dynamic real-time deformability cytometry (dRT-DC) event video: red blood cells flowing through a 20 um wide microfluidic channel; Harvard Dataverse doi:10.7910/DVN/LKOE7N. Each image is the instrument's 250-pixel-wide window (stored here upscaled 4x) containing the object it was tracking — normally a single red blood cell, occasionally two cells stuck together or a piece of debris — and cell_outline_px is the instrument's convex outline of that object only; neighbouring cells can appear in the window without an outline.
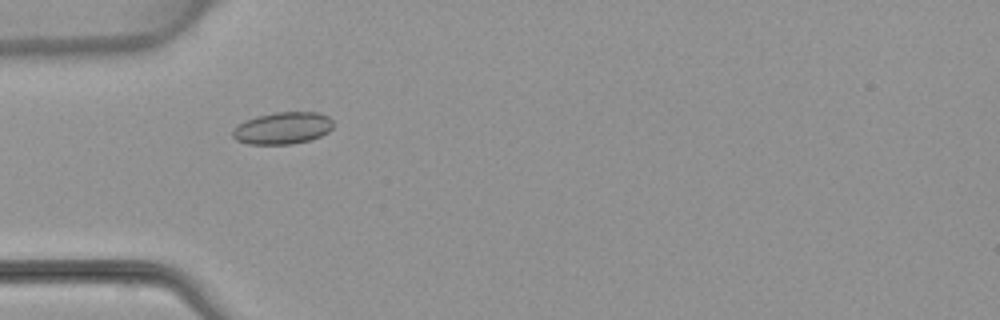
{"species": "common noctule bat (a hibernating species)", "species_latin": "Nyctalus noctula", "temperature_condition": "warm", "stored_images_in_passage": 4, "camera_frame_rate_fps": 3000, "um_per_image_px": 0.085, "animal": {"sex": "female", "body_mass_g": 22.7, "forearm_length_mm": 54.2}, "frame": {"image": 1, "passage_image": 3, "time_ms": 2.667, "image_size_px": [1000, 320], "cell_outline_px": [[332, 128], [328, 132], [312, 140], [292, 144], [248, 144], [236, 140], [232, 136], [232, 132], [236, 124], [244, 120], [256, 116], [276, 112], [320, 112], [328, 116], [332, 120]], "centroid_in_image_um": [24.01, 10.89], "position_along_channel_um": 61.0, "area_um2": 19.02}}
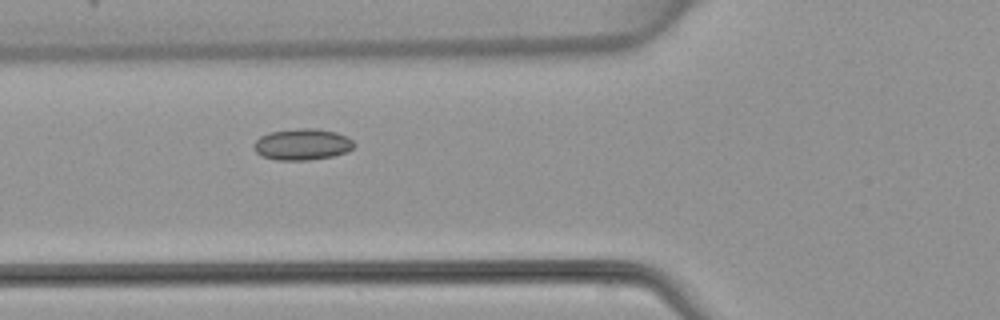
{"frame": {"image": 2, "passage_image": 4, "time_ms": 3.667, "image_size_px": [1000, 320], "cell_outline_px": [[356, 144], [352, 148], [344, 152], [332, 156], [308, 160], [276, 160], [260, 156], [256, 152], [252, 144], [260, 136], [268, 132], [300, 128], [320, 128], [336, 132], [352, 140]], "centroid_in_image_um": [25.65, 12.26], "position_along_channel_um": 100.2, "area_um2": 18.38}}